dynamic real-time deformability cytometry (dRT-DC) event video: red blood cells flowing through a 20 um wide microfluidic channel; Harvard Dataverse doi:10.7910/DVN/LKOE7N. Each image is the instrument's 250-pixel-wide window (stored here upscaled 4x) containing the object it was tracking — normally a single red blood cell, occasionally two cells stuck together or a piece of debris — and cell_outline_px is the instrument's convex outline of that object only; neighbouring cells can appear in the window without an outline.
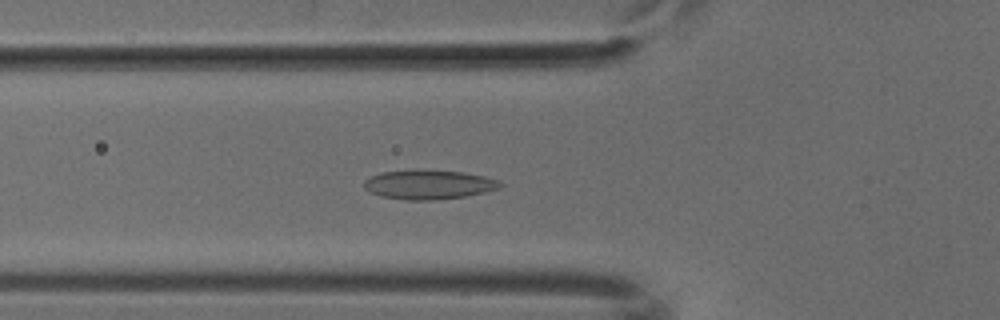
{"species": "common noctule bat (a hibernating species)", "species_latin": "Nyctalus noctula", "temperature_condition": "cold", "stored_images_in_passage": 43, "camera_frame_rate_fps": 3000, "um_per_image_px": 0.085, "animal": {"sex": "male", "body_mass_g": 18.8}, "frame": {"image": 1, "passage_image": 10, "time_ms": 3.0, "image_size_px": [1000, 320], "cell_outline_px": [[504, 184], [500, 188], [484, 192], [464, 196], [432, 200], [404, 200], [380, 196], [368, 192], [364, 188], [364, 180], [380, 172], [464, 172], [484, 176], [500, 180]], "centroid_in_image_um": [36.45, 15.73], "position_along_channel_um": 89.3, "area_um2": 22.54}}
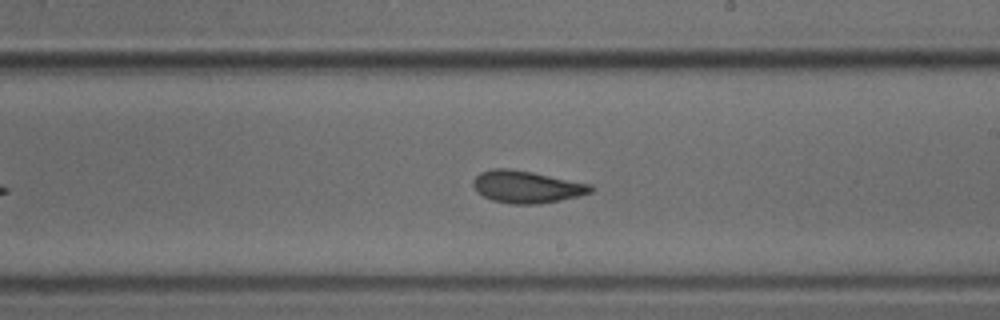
{"frame": {"image": 2, "passage_image": 22, "time_ms": 7.0, "image_size_px": [1000, 320], "cell_outline_px": [[596, 188], [592, 192], [580, 196], [540, 204], [512, 204], [492, 200], [484, 196], [472, 184], [472, 180], [480, 172], [492, 168], [508, 168], [532, 172], [592, 184]], "centroid_in_image_um": [44.81, 15.88], "position_along_channel_um": 244.2, "area_um2": 22.14}}
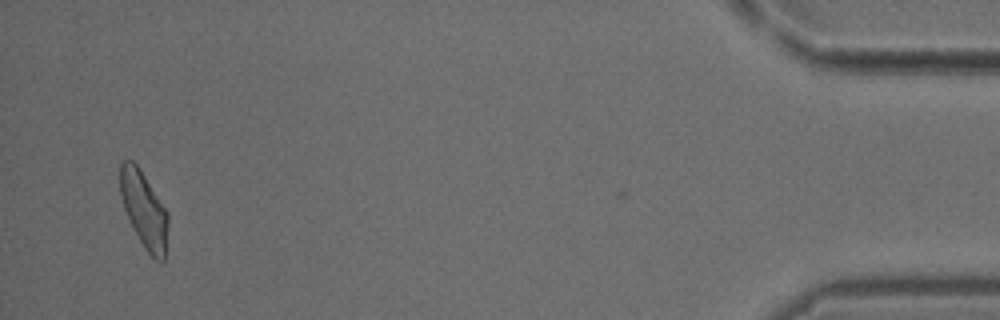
{"frame": {"image": 3, "passage_image": 42, "time_ms": 13.667, "image_size_px": [1000, 320], "cell_outline_px": [[168, 224], [164, 264], [160, 264], [144, 248], [128, 220], [120, 196], [120, 160], [132, 160], [140, 168], [168, 212]], "centroid_in_image_um": [12.24, 17.84], "position_along_channel_um": 423.0, "area_um2": 21.56}}